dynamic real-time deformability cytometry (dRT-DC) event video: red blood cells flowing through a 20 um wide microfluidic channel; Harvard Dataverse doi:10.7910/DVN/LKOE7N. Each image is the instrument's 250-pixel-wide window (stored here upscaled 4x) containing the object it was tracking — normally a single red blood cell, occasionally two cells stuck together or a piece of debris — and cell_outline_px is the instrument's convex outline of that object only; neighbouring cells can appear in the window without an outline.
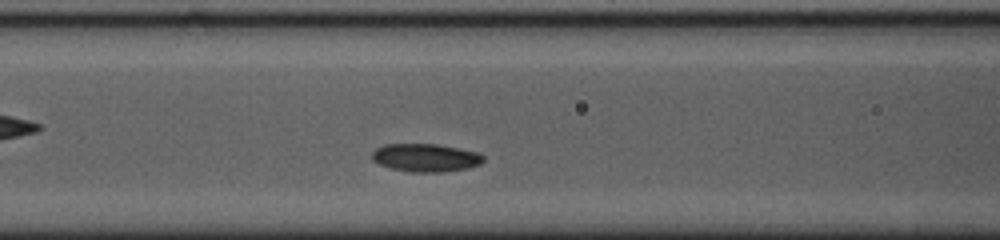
{"species": "common noctule bat (a hibernating species)", "species_latin": "Nyctalus noctula", "temperature_condition": "cold", "stored_images_in_passage": 38, "camera_frame_rate_fps": 3000, "um_per_image_px": 0.085, "animal": {"sex": "female", "body_mass_g": 23.0, "forearm_length_mm": 53.4}, "frame": {"image": 1, "passage_image": 15, "time_ms": 4.667, "image_size_px": [1000, 240], "cell_outline_px": [[484, 160], [480, 164], [468, 168], [444, 172], [412, 172], [392, 168], [380, 164], [372, 160], [372, 152], [376, 148], [384, 144], [436, 144], [480, 152], [484, 156]], "centroid_in_image_um": [36.2, 13.4], "position_along_channel_um": 130.4, "area_um2": 18.26}}
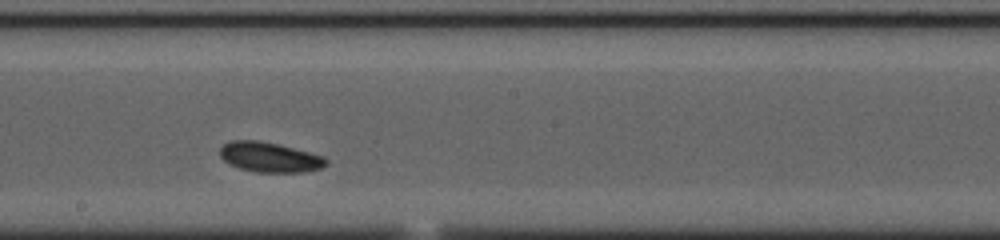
{"frame": {"image": 2, "passage_image": 23, "time_ms": 7.333, "image_size_px": [1000, 240], "cell_outline_px": [[328, 164], [320, 168], [304, 172], [256, 172], [240, 168], [224, 160], [220, 156], [220, 148], [224, 144], [232, 140], [256, 140], [276, 144], [324, 156], [328, 160]], "centroid_in_image_um": [22.93, 13.36], "position_along_channel_um": 225.3, "area_um2": 18.26}}
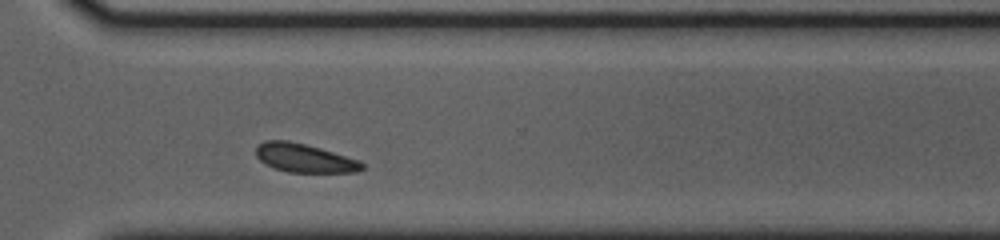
{"frame": {"image": 3, "passage_image": 33, "time_ms": 10.667, "image_size_px": [1000, 240], "cell_outline_px": [[364, 168], [356, 172], [288, 172], [272, 168], [264, 164], [256, 156], [256, 144], [264, 140], [288, 140], [320, 148], [356, 160], [364, 164]], "centroid_in_image_um": [25.79, 13.43], "position_along_channel_um": 344.8, "area_um2": 17.63}}